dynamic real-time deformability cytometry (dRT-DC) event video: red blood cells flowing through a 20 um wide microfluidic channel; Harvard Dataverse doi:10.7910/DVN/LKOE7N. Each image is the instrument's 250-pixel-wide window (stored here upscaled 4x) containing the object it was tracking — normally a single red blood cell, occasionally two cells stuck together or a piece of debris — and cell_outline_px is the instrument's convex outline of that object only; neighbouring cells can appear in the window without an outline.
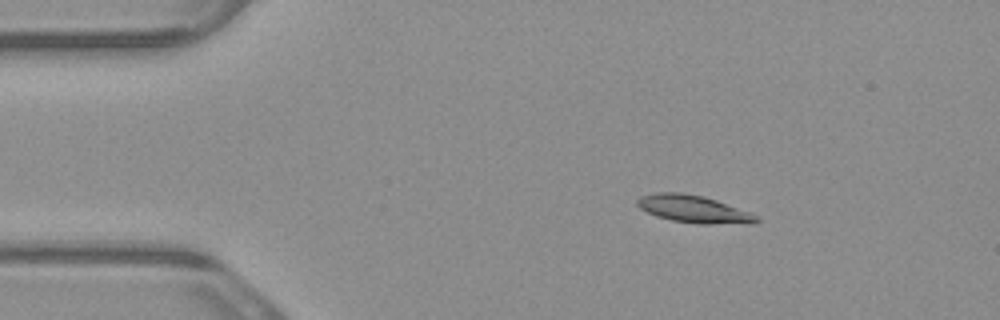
{"species": "common noctule bat (a hibernating species)", "species_latin": "Nyctalus noctula", "temperature_condition": "warm", "stored_images_in_passage": 4, "camera_frame_rate_fps": 3000, "um_per_image_px": 0.085, "animal": {"sex": "male", "body_mass_g": 23.1, "forearm_length_mm": 52.7}, "frame": {"image": 1, "passage_image": 2, "time_ms": 0.333, "image_size_px": [1000, 320], "cell_outline_px": [[760, 220], [756, 224], [700, 224], [672, 220], [656, 216], [640, 208], [636, 204], [636, 200], [640, 196], [656, 192], [680, 192], [704, 196], [716, 200], [760, 216]], "centroid_in_image_um": [58.99, 17.78], "position_along_channel_um": 26.0, "area_um2": 19.25}}
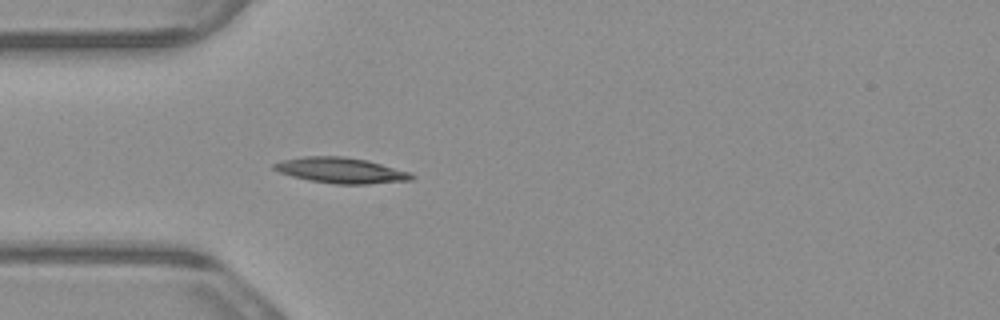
{"frame": {"image": 2, "passage_image": 4, "time_ms": 1.0, "image_size_px": [1000, 320], "cell_outline_px": [[416, 176], [412, 180], [368, 184], [336, 184], [308, 180], [292, 176], [280, 172], [272, 168], [272, 164], [280, 160], [304, 156], [344, 156], [368, 160], [412, 172]], "centroid_in_image_um": [29.01, 14.47], "position_along_channel_um": 56.0, "area_um2": 20.81}}